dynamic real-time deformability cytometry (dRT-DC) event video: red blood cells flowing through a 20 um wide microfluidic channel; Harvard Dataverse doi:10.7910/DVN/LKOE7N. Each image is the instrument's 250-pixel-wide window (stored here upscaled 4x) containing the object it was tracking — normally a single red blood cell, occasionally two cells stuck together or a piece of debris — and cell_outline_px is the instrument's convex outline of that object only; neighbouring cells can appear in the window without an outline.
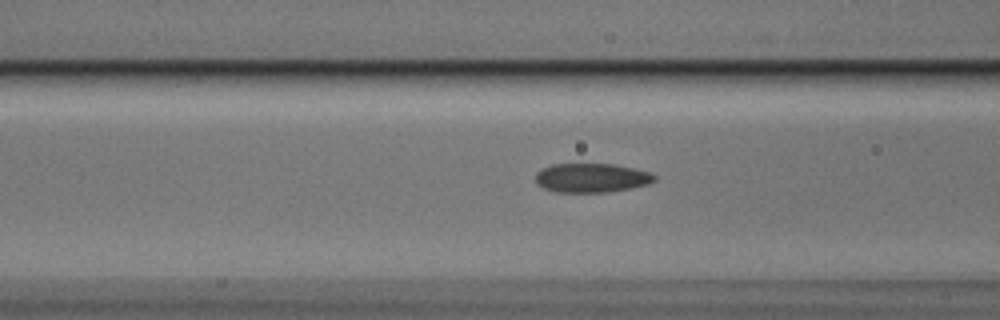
{"species": "Egyptian fruit bat (a non-hibernating species)", "species_latin": "Rousettus aegyptiacus", "temperature_condition": "cold", "stored_images_in_passage": 16, "camera_frame_rate_fps": 3000, "um_per_image_px": 0.085, "animal": {"sex": "male"}, "frame": {"image": 1, "passage_image": 10, "time_ms": 3.0, "image_size_px": [1000, 320], "cell_outline_px": [[656, 180], [648, 184], [632, 188], [608, 192], [556, 192], [544, 188], [536, 184], [536, 172], [540, 168], [552, 164], [616, 164], [652, 172], [656, 176]], "centroid_in_image_um": [50.29, 15.11], "position_along_channel_um": 116.3, "area_um2": 20.46}}
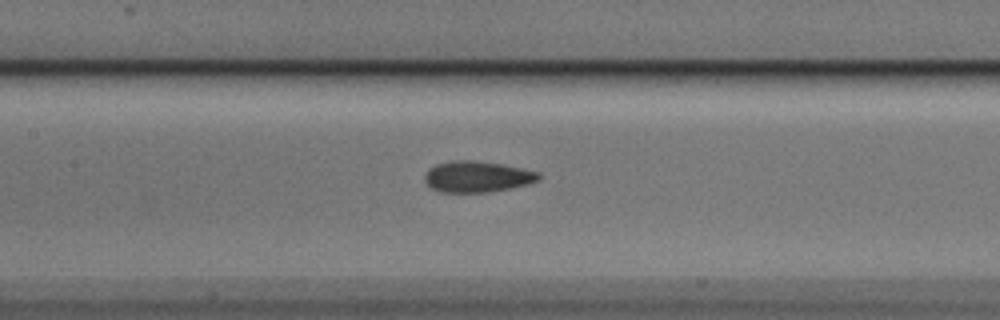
{"frame": {"image": 2, "passage_image": 14, "time_ms": 4.333, "image_size_px": [1000, 320], "cell_outline_px": [[540, 180], [528, 184], [488, 192], [440, 192], [432, 188], [424, 180], [424, 176], [428, 168], [436, 164], [452, 160], [472, 160], [500, 164], [540, 172]], "centroid_in_image_um": [40.54, 15.01], "position_along_channel_um": 166.9, "area_um2": 20.58}}